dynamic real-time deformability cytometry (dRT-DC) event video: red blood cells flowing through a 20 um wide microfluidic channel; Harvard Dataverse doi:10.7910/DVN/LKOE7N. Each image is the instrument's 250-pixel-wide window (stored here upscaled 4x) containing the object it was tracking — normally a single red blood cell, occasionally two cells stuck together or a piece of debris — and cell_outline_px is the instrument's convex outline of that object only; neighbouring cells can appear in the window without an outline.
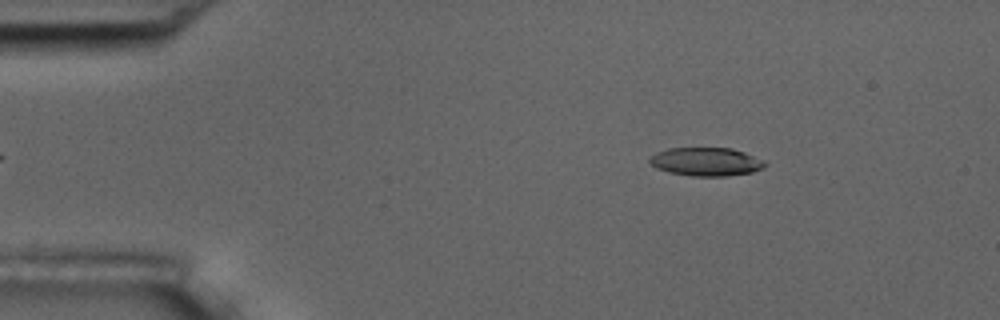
{"species": "common noctule bat (a hibernating species)", "species_latin": "Nyctalus noctula", "temperature_condition": "room temperature", "stored_images_in_passage": 4, "camera_frame_rate_fps": 3000, "um_per_image_px": 0.085, "animal": {"sex": "male", "body_mass_g": 17.5, "forearm_length_mm": 52.3}, "frame": {"image": 1, "passage_image": 1, "time_ms": 0.0, "image_size_px": [1000, 320], "cell_outline_px": [[768, 164], [764, 168], [752, 172], [724, 176], [692, 176], [668, 172], [656, 168], [648, 160], [656, 152], [668, 148], [732, 148], [744, 152], [764, 160]], "centroid_in_image_um": [60.04, 13.74], "position_along_channel_um": 25.0, "area_um2": 19.13}}
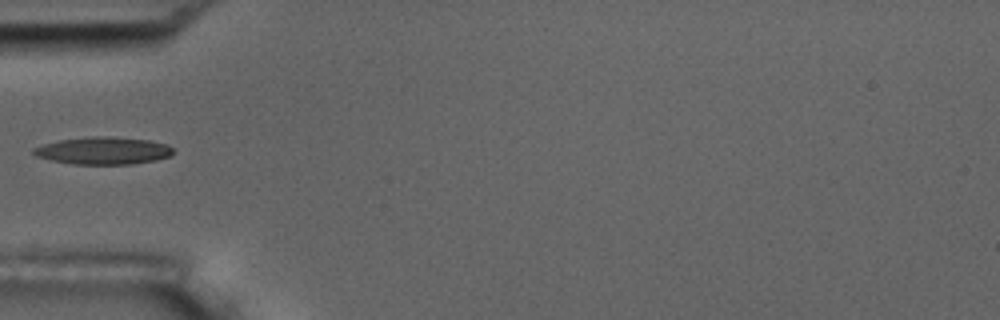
{"frame": {"image": 2, "passage_image": 4, "time_ms": 1.0, "image_size_px": [1000, 320], "cell_outline_px": [[176, 152], [168, 156], [156, 160], [128, 164], [72, 164], [52, 160], [36, 156], [32, 152], [32, 148], [44, 144], [60, 140], [92, 136], [108, 136], [148, 140], [164, 144], [172, 148]], "centroid_in_image_um": [8.76, 12.8], "position_along_channel_um": 76.2, "area_um2": 22.08}}